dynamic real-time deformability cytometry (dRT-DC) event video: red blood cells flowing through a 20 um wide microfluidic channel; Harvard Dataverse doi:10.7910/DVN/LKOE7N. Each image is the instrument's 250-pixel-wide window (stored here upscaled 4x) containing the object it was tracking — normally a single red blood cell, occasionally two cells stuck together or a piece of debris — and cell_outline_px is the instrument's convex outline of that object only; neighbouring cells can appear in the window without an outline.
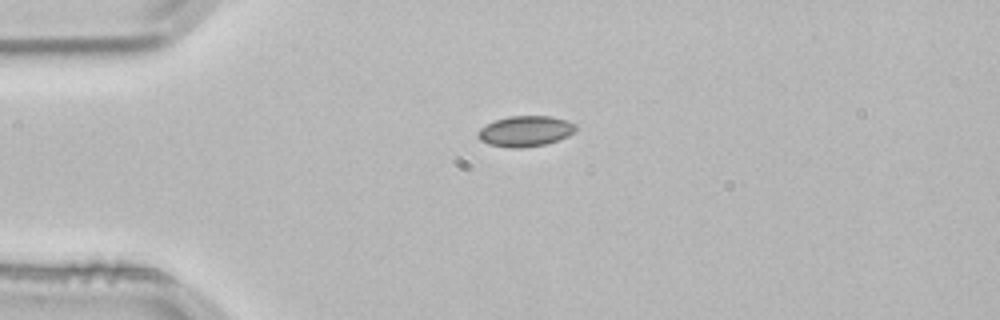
{"species": "common noctule bat (a hibernating species)", "species_latin": "Nyctalus noctula", "temperature_condition": "room temperature", "stored_images_in_passage": 41, "camera_frame_rate_fps": 3000, "um_per_image_px": 0.085, "animal": {"sex": "male", "body_mass_g": 21.5, "forearm_length_mm": 52.0}, "frame": {"image": 1, "passage_image": 1, "time_ms": 0.0, "image_size_px": [1000, 320], "cell_outline_px": [[576, 132], [568, 136], [544, 144], [520, 148], [512, 148], [488, 144], [480, 140], [476, 136], [476, 132], [480, 128], [496, 120], [508, 116], [552, 116], [568, 120], [576, 124]], "centroid_in_image_um": [44.66, 11.14], "position_along_channel_um": 40.3, "area_um2": 17.51}}
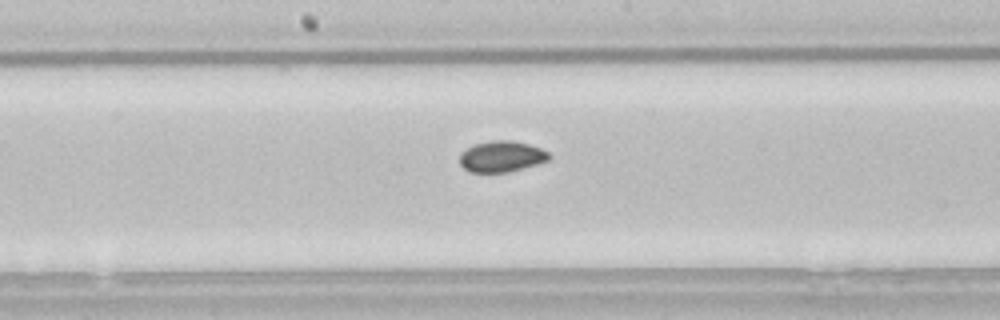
{"frame": {"image": 2, "passage_image": 16, "time_ms": 5.0, "image_size_px": [1000, 320], "cell_outline_px": [[552, 156], [548, 160], [536, 164], [508, 172], [472, 172], [464, 168], [460, 164], [460, 152], [472, 144], [492, 140], [512, 140], [528, 144], [540, 148], [548, 152]], "centroid_in_image_um": [42.61, 13.28], "position_along_channel_um": 205.6, "area_um2": 16.18}}
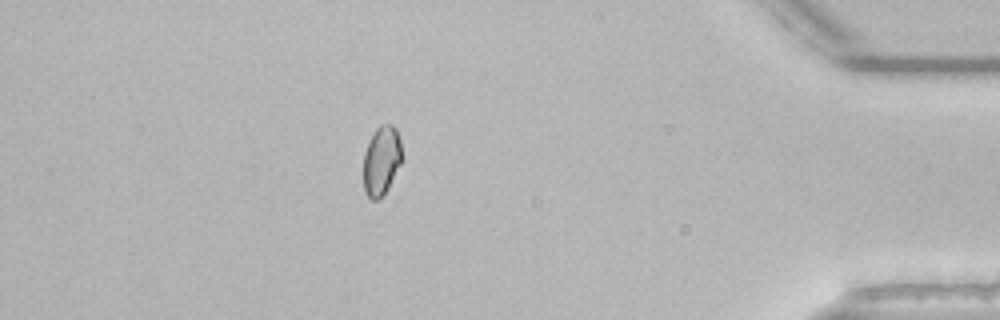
{"frame": {"image": 3, "passage_image": 35, "time_ms": 11.333, "image_size_px": [1000, 320], "cell_outline_px": [[404, 156], [388, 188], [376, 200], [372, 200], [364, 192], [364, 152], [376, 128], [380, 124], [392, 124], [396, 128], [400, 140]], "centroid_in_image_um": [32.45, 13.62], "position_along_channel_um": 402.8, "area_um2": 15.49}, "authors_computed_cell_mechanics": {"area_um2": 16.1262, "velocity_mm_per_s": 3.8348, "shape_relaxation_time_tau1_ms": 3.9793, "shape_relaxation_time_tau2_ms": 2.3255, "deformation_change_tau1": 0.059, "deformation_change_tau2": 0.0449}}